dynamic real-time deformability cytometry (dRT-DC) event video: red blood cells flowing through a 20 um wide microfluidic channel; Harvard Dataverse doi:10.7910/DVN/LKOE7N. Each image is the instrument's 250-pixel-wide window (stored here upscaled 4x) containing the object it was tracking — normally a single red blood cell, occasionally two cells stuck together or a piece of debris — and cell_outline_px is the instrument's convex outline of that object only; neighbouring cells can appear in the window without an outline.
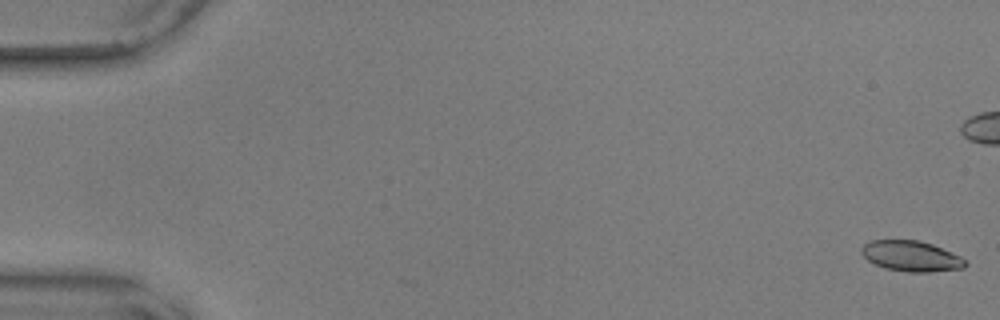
{"species": "common noctule bat (a hibernating species)", "species_latin": "Nyctalus noctula", "temperature_condition": "warm", "stored_images_in_passage": 3, "camera_frame_rate_fps": 3000, "um_per_image_px": 0.085, "animal": {"sex": "male", "body_mass_g": 17.9, "forearm_length_mm": 54.2}, "frame": {"image": 1, "passage_image": 1, "time_ms": 0.0, "image_size_px": [1000, 320], "cell_outline_px": [[968, 264], [964, 268], [928, 272], [908, 272], [884, 268], [868, 260], [860, 252], [860, 248], [868, 240], [920, 240], [932, 244], [960, 256]], "centroid_in_image_um": [77.43, 21.76], "position_along_channel_um": 7.6, "area_um2": 18.5}}